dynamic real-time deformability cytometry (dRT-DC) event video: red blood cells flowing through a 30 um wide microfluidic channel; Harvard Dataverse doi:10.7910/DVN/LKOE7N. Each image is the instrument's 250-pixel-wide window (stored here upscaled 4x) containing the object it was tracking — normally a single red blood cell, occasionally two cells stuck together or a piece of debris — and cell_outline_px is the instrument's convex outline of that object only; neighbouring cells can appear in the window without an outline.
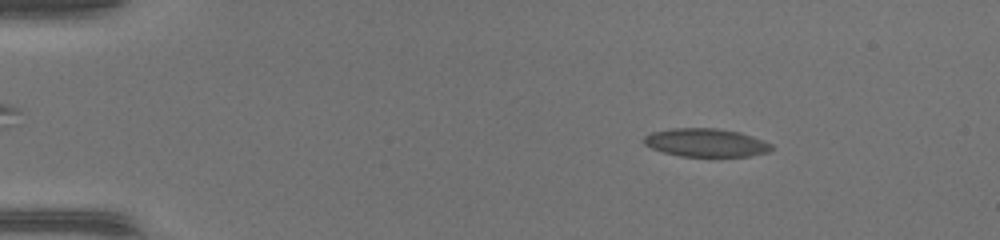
{"species": "common noctule bat (a hibernating species)", "species_latin": "Nyctalus noctula", "temperature_condition": "warm", "stored_images_in_passage": 46, "camera_frame_rate_fps": 3000, "um_per_image_px": 0.085, "animal": {"sex": "female", "body_mass_g": 17.0, "forearm_length_mm": 48.0}, "frame": {"image": 1, "passage_image": 2, "time_ms": 0.333, "image_size_px": [1000, 240], "cell_outline_px": [[772, 148], [768, 152], [748, 156], [680, 156], [664, 152], [652, 148], [644, 144], [644, 136], [652, 132], [672, 128], [716, 128], [740, 132], [752, 136], [772, 144]], "centroid_in_image_um": [60.0, 12.12], "position_along_channel_um": 25.0, "area_um2": 20.87}}
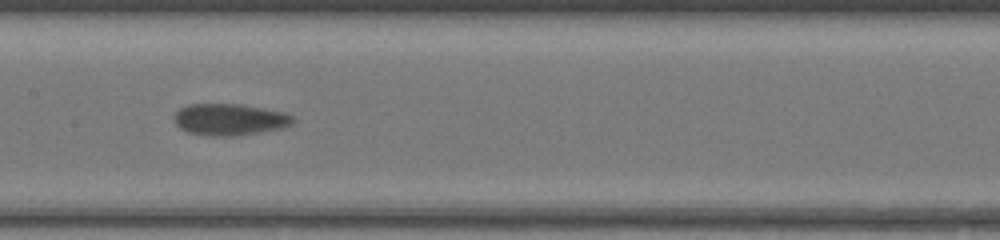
{"frame": {"image": 2, "passage_image": 21, "time_ms": 6.667, "image_size_px": [1000, 240], "cell_outline_px": [[296, 120], [292, 124], [284, 128], [260, 132], [232, 136], [208, 136], [188, 132], [180, 128], [176, 124], [176, 112], [180, 108], [188, 104], [240, 104], [284, 112], [292, 116]], "centroid_in_image_um": [19.55, 10.16], "position_along_channel_um": 187.9, "area_um2": 21.85}}
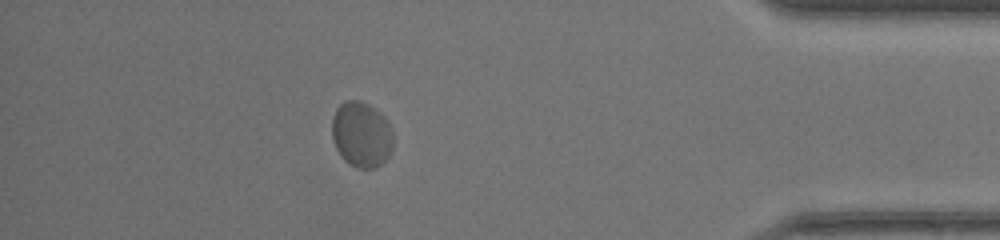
{"frame": {"image": 3, "passage_image": 40, "time_ms": 13.0, "image_size_px": [1000, 240], "cell_outline_px": [[392, 148], [388, 156], [376, 168], [356, 168], [348, 164], [344, 160], [336, 148], [332, 136], [332, 116], [336, 108], [344, 100], [360, 100], [376, 108], [388, 120], [392, 132]], "centroid_in_image_um": [30.71, 11.41], "position_along_channel_um": 404.5, "area_um2": 23.64}, "authors_computed_cell_mechanics": {"area_um2": 21.6172, "velocity_mm_per_s": 4.0562, "shape_relaxation_time_tau1_ms": 2.7596, "shape_relaxation_time_tau2_ms": null, "deformation_change_tau1": 0.0928, "deformation_change_tau2": null}}